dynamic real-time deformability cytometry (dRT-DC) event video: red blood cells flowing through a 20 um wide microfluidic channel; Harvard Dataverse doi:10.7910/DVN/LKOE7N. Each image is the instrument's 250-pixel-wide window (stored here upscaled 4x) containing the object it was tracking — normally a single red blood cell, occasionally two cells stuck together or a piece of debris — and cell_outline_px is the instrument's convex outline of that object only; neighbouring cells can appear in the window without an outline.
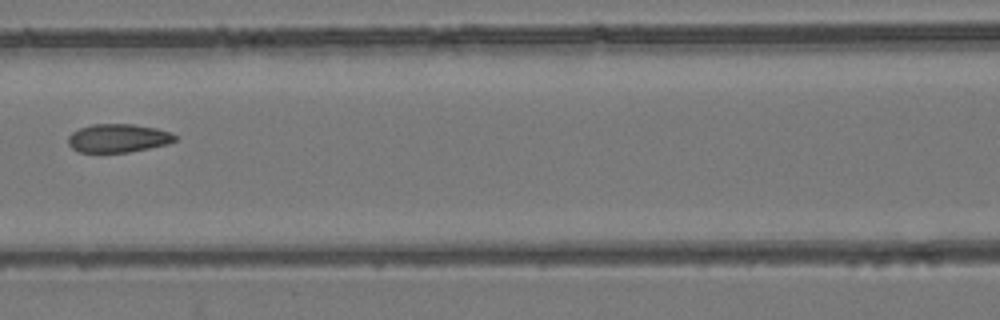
{"species": "common noctule bat (a hibernating species)", "species_latin": "Nyctalus noctula", "temperature_condition": "room temperature", "stored_images_in_passage": 4, "camera_frame_rate_fps": 3000, "um_per_image_px": 0.085, "animal": {"sex": "female", "body_mass_g": 24.6, "forearm_length_mm": 56.2}, "frame": {"image": 1, "passage_image": 4, "time_ms": 3.333, "image_size_px": [1000, 320], "cell_outline_px": [[176, 140], [168, 144], [128, 152], [80, 152], [72, 148], [68, 144], [68, 136], [72, 132], [80, 128], [92, 124], [132, 124], [156, 128], [172, 132], [176, 136]], "centroid_in_image_um": [10.04, 11.74], "position_along_channel_um": 156.6, "area_um2": 17.69}}